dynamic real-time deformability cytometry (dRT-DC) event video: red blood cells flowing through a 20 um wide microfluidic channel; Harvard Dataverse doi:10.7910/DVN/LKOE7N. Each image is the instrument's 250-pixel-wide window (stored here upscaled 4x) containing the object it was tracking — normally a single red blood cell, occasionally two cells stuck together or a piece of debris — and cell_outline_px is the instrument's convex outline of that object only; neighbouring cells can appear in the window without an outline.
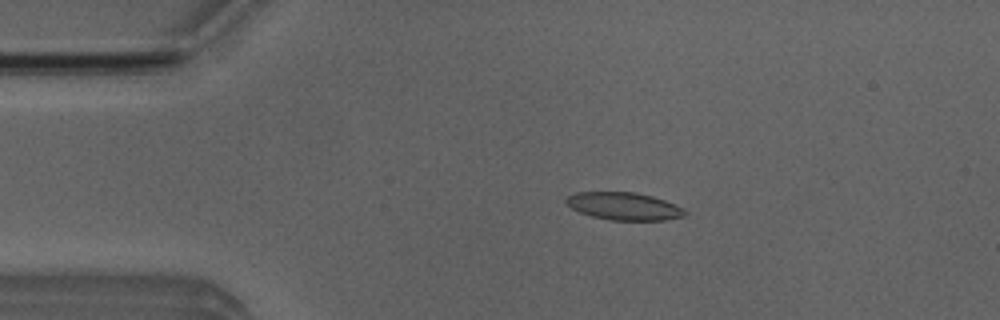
{"species": "Egyptian fruit bat (a non-hibernating species)", "species_latin": "Rousettus aegyptiacus", "temperature_condition": "room temperature", "stored_images_in_passage": 51, "camera_frame_rate_fps": 3000, "um_per_image_px": 0.085, "animal": {"sex": "male"}, "frame": {"image": 1, "passage_image": 10, "time_ms": 3.0, "image_size_px": [1000, 320], "cell_outline_px": [[688, 212], [684, 216], [664, 220], [608, 220], [592, 216], [580, 212], [572, 208], [564, 200], [568, 196], [576, 192], [636, 192], [652, 196], [664, 200]], "centroid_in_image_um": [53.01, 17.52], "position_along_channel_um": 32.0, "area_um2": 18.9}}
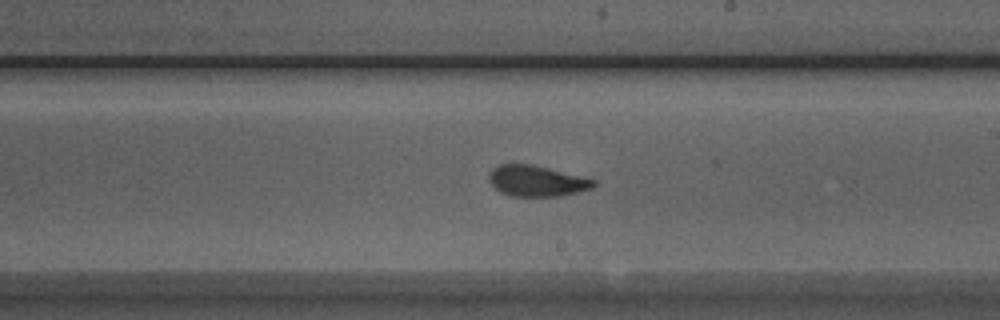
{"frame": {"image": 2, "passage_image": 29, "time_ms": 9.333, "image_size_px": [1000, 320], "cell_outline_px": [[596, 184], [592, 188], [560, 196], [508, 196], [500, 192], [488, 180], [488, 176], [492, 168], [500, 164], [532, 164], [592, 176], [596, 180]], "centroid_in_image_um": [45.69, 15.36], "position_along_channel_um": 243.3, "area_um2": 19.42}}
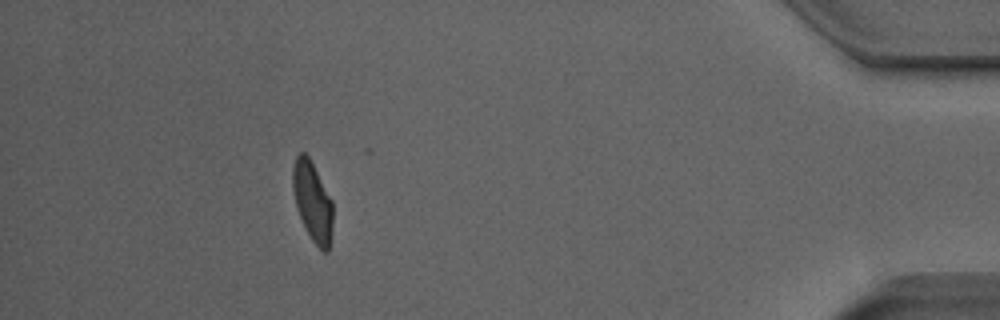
{"frame": {"image": 3, "passage_image": 46, "time_ms": 15.0, "image_size_px": [1000, 320], "cell_outline_px": [[332, 228], [328, 252], [324, 252], [312, 240], [296, 208], [292, 192], [292, 168], [296, 156], [300, 152], [304, 152], [308, 156], [332, 200]], "centroid_in_image_um": [26.54, 17.1], "position_along_channel_um": 408.7, "area_um2": 18.38}, "authors_computed_cell_mechanics": {"area_um2": 19.363, "velocity_mm_per_s": 3.9919, "shape_relaxation_time_tau1_ms": 3.815, "shape_relaxation_time_tau2_ms": 1.181, "deformation_change_tau1": 0.1615, "deformation_change_tau2": 0.0779}}